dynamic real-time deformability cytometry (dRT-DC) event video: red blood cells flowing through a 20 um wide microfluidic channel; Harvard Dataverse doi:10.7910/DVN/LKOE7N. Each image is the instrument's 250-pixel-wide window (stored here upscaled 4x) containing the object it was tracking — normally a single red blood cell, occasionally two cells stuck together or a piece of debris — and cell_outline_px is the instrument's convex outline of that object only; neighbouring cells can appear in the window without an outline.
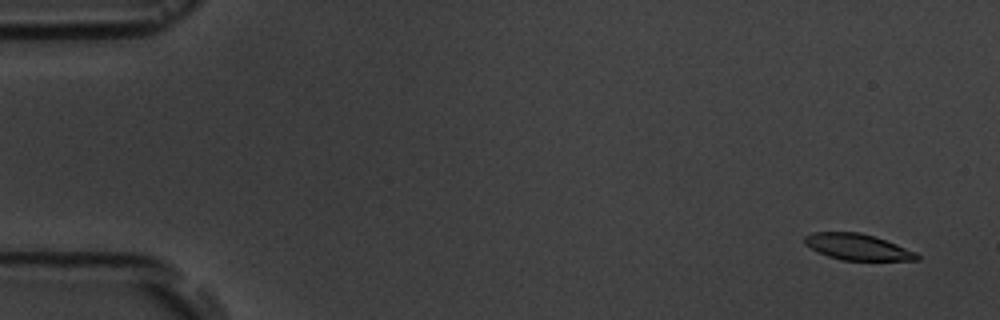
{"species": "common noctule bat (a hibernating species)", "species_latin": "Nyctalus noctula", "temperature_condition": "room temperature", "stored_images_in_passage": 5, "camera_frame_rate_fps": 3000, "um_per_image_px": 0.085, "animal": {"sex": "male", "body_mass_g": 19.5, "forearm_length_mm": 54.6}, "frame": {"image": 1, "passage_image": 1, "time_ms": 0.0, "image_size_px": [1000, 320], "cell_outline_px": [[920, 260], [840, 260], [816, 252], [804, 244], [804, 236], [812, 232], [860, 232], [896, 244], [916, 252], [920, 256]], "centroid_in_image_um": [72.84, 20.99], "position_along_channel_um": 12.2, "area_um2": 17.11}}
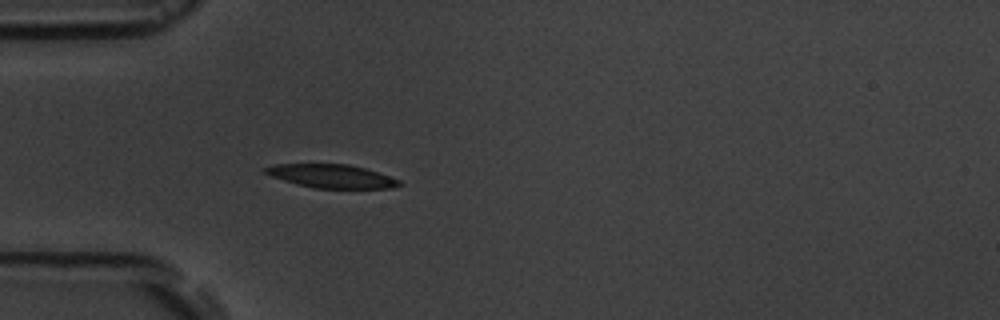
{"frame": {"image": 2, "passage_image": 5, "time_ms": 4.667, "image_size_px": [1000, 320], "cell_outline_px": [[404, 184], [392, 188], [316, 188], [284, 180], [272, 176], [264, 172], [260, 168], [276, 164], [348, 164], [364, 168], [400, 180]], "centroid_in_image_um": [28.18, 14.97], "position_along_channel_um": 56.8, "area_um2": 18.09}}